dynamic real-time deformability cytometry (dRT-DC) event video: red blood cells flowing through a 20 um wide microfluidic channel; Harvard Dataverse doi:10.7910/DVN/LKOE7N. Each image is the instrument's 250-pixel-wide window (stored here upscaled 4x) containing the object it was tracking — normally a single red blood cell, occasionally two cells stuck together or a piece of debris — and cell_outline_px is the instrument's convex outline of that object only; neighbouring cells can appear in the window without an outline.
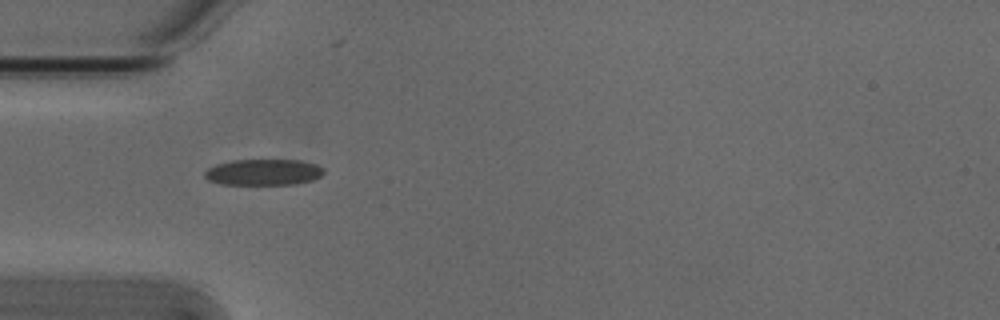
{"species": "Egyptian fruit bat (a non-hibernating species)", "species_latin": "Rousettus aegyptiacus", "temperature_condition": "cold", "stored_images_in_passage": 2, "camera_frame_rate_fps": 3000, "um_per_image_px": 0.085, "animal": {"sex": "male"}, "frame": {"image": 1, "passage_image": 1, "time_ms": 0.0, "image_size_px": [1000, 320], "cell_outline_px": [[324, 172], [320, 176], [312, 180], [296, 184], [220, 184], [208, 180], [204, 176], [204, 172], [208, 168], [216, 164], [232, 160], [300, 160], [316, 164], [324, 168]], "centroid_in_image_um": [22.39, 14.63], "position_along_channel_um": 62.6, "area_um2": 18.15}}
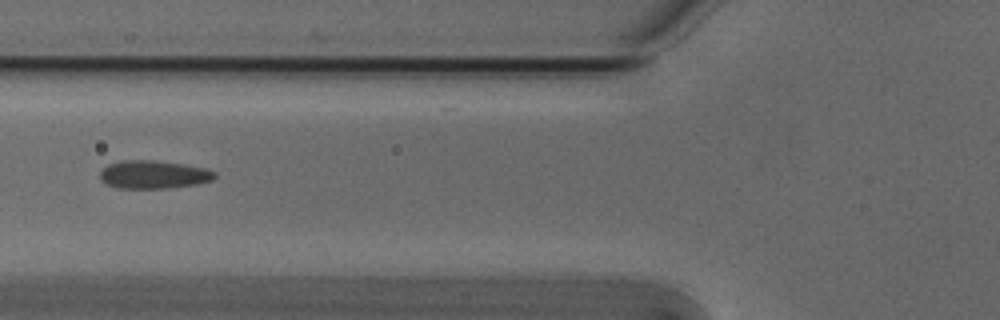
{"frame": {"image": 2, "passage_image": 2, "time_ms": 0.333, "image_size_px": [1000, 320], "cell_outline_px": [[216, 176], [212, 180], [196, 184], [164, 188], [120, 188], [104, 184], [100, 180], [100, 172], [108, 164], [124, 160], [152, 160], [184, 164], [204, 168], [216, 172]], "centroid_in_image_um": [13.02, 14.83], "position_along_channel_um": 112.8, "area_um2": 18.73}}